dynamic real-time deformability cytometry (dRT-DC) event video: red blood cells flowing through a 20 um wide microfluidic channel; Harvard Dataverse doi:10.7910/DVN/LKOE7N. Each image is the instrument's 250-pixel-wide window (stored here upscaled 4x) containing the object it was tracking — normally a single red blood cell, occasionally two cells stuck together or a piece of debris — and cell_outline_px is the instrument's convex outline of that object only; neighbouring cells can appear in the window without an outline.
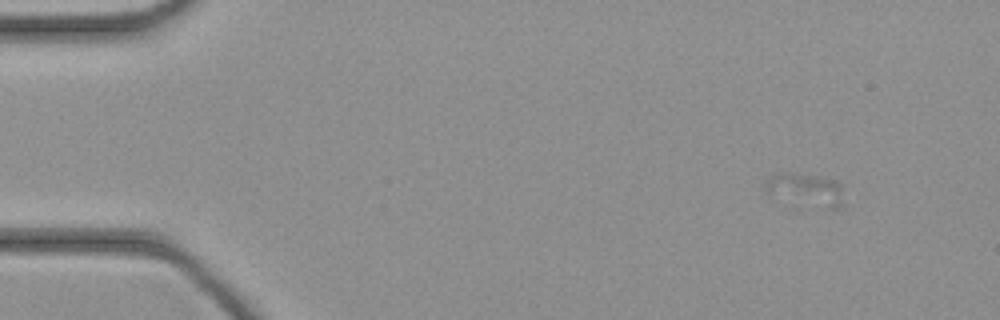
{"species": "common noctule bat (a hibernating species)", "species_latin": "Nyctalus noctula", "temperature_condition": "cold", "stored_images_in_passage": 24, "camera_frame_rate_fps": 3000, "um_per_image_px": 0.085, "animal": {"sex": "female", "body_mass_g": 21.9}, "frame": {"image": 1, "passage_image": 1, "time_ms": 0.0, "image_size_px": [1000, 320], "cell_outline_px": [[844, 184], [840, 208], [828, 208], [768, 192], [764, 188], [768, 180], [776, 172], [784, 172], [816, 176], [836, 180]], "centroid_in_image_um": [68.59, 16.05], "position_along_channel_um": 16.4, "area_um2": 13.99}}
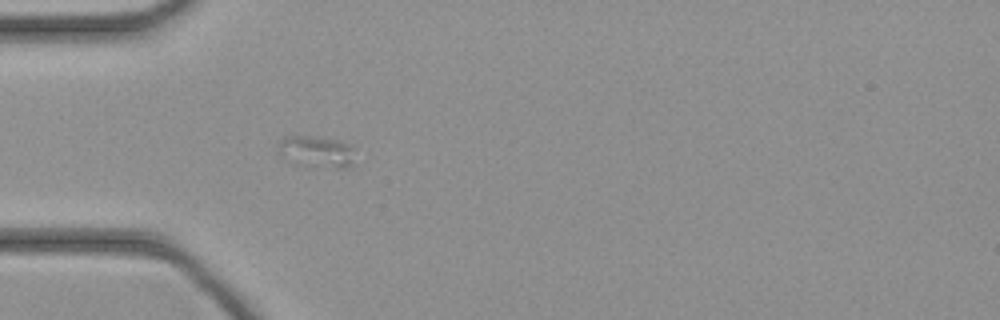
{"frame": {"image": 2, "passage_image": 11, "time_ms": 3.333, "image_size_px": [1000, 320], "cell_outline_px": [[352, 164], [344, 168], [336, 168], [292, 164], [280, 156], [276, 152], [276, 144], [284, 136], [308, 136], [336, 140], [348, 144], [352, 148]], "centroid_in_image_um": [26.77, 12.9], "position_along_channel_um": 58.2, "area_um2": 14.28}}
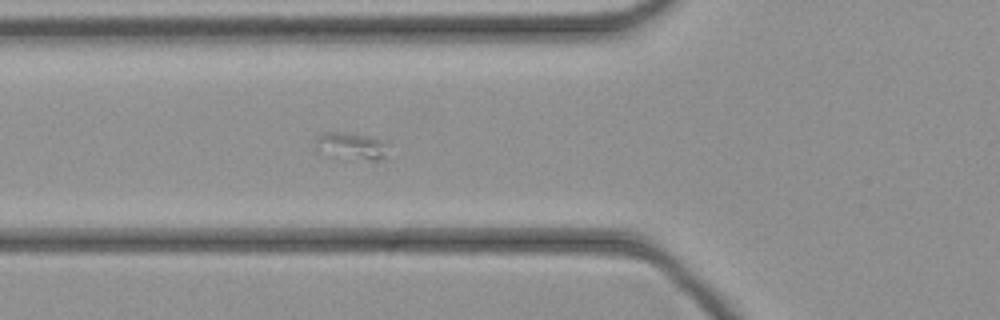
{"frame": {"image": 3, "passage_image": 14, "time_ms": 4.333, "image_size_px": [1000, 320], "cell_outline_px": [[384, 156], [380, 160], [372, 160], [316, 148], [316, 136], [320, 132], [348, 132], [368, 136], [384, 140]], "centroid_in_image_um": [29.88, 12.3], "position_along_channel_um": 95.9, "area_um2": 10.23}}